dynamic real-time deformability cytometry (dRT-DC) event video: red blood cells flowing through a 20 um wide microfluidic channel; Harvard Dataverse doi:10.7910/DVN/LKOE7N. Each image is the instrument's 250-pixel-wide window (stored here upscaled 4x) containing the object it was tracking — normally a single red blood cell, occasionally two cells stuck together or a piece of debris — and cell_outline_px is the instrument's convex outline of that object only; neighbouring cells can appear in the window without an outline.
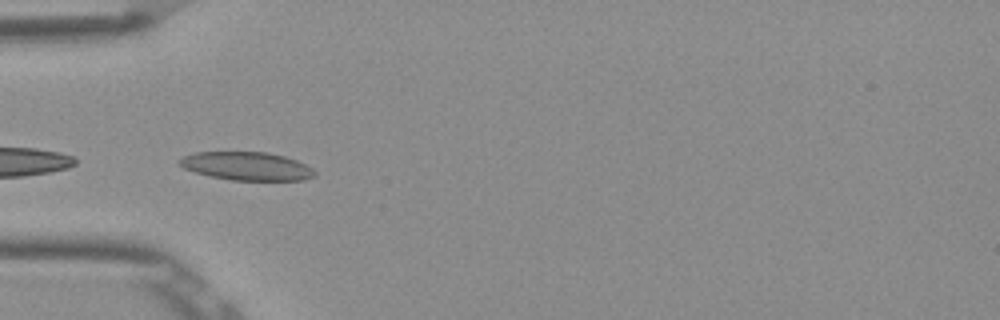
{"species": "Egyptian fruit bat (a non-hibernating species)", "species_latin": "Rousettus aegyptiacus", "temperature_condition": "room temperature", "stored_images_in_passage": 4, "camera_frame_rate_fps": 3000, "um_per_image_px": 0.085, "frame": {"image": 1, "passage_image": 1, "time_ms": 0.0, "image_size_px": [1000, 320], "cell_outline_px": [[316, 176], [304, 180], [232, 180], [212, 176], [196, 172], [184, 168], [176, 160], [184, 156], [196, 152], [264, 152], [284, 156], [296, 160], [312, 168], [316, 172]], "centroid_in_image_um": [20.99, 14.12], "position_along_channel_um": 64.0, "area_um2": 22.14}}